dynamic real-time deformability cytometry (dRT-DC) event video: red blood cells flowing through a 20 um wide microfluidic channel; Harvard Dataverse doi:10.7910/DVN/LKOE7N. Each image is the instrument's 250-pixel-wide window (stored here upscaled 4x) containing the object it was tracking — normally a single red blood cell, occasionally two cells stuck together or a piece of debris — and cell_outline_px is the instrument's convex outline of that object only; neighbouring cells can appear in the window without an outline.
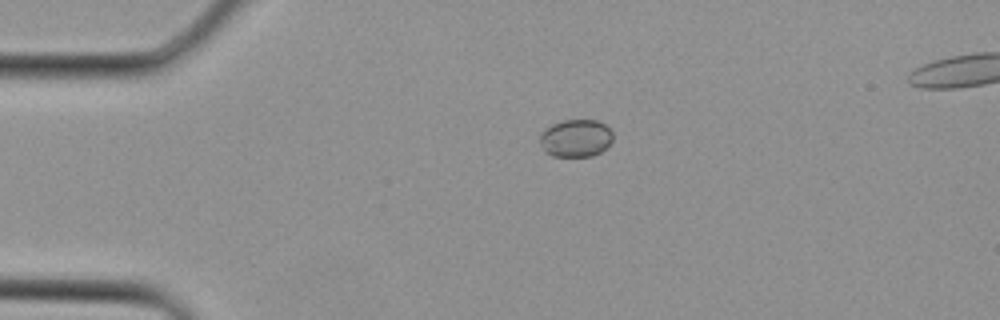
{"species": "Egyptian fruit bat (a non-hibernating species)", "species_latin": "Rousettus aegyptiacus", "temperature_condition": "cold", "stored_images_in_passage": 2, "camera_frame_rate_fps": 3000, "um_per_image_px": 0.085, "animal": {"sex": "female"}, "frame": {"image": 1, "passage_image": 1, "time_ms": 0.0, "image_size_px": [1000, 320], "cell_outline_px": [[612, 140], [600, 152], [592, 156], [552, 156], [544, 152], [540, 144], [540, 136], [544, 128], [552, 124], [564, 120], [596, 120], [604, 124], [612, 132]], "centroid_in_image_um": [48.9, 11.74], "position_along_channel_um": 36.1, "area_um2": 15.95}}